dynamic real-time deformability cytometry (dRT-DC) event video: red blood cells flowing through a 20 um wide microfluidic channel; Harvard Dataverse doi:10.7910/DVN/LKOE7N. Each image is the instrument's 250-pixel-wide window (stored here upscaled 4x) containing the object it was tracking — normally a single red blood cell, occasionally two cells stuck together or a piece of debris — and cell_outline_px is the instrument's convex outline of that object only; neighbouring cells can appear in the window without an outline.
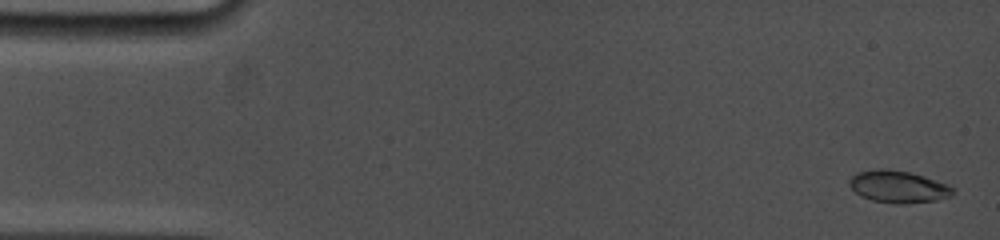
{"species": "common noctule bat (a hibernating species)", "species_latin": "Nyctalus noctula", "temperature_condition": "cold", "stored_images_in_passage": 45, "camera_frame_rate_fps": 5000, "um_per_image_px": 0.085, "animal": {"sex": "female", "body_mass_g": 19.0, "forearm_length_mm": 53.3}, "frame": {"image": 1, "passage_image": 2, "time_ms": 0.4, "image_size_px": [1000, 240], "cell_outline_px": [[956, 192], [952, 196], [936, 200], [904, 204], [896, 204], [872, 200], [860, 196], [848, 184], [848, 180], [856, 172], [880, 168], [884, 168], [908, 172], [924, 176], [948, 184]], "centroid_in_image_um": [76.35, 15.87], "position_along_channel_um": 8.7, "area_um2": 19.48}}
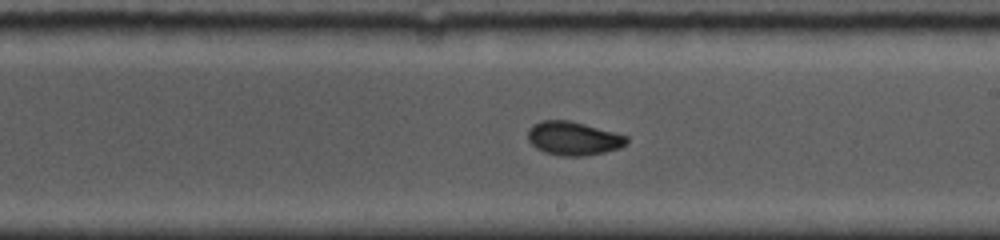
{"frame": {"image": 2, "passage_image": 27, "time_ms": 9.8, "image_size_px": [1000, 240], "cell_outline_px": [[628, 140], [620, 148], [604, 152], [584, 156], [560, 156], [544, 152], [536, 148], [528, 140], [528, 128], [532, 124], [540, 120], [568, 120], [584, 124], [628, 136]], "centroid_in_image_um": [48.69, 11.76], "position_along_channel_um": 240.3, "area_um2": 19.36}}
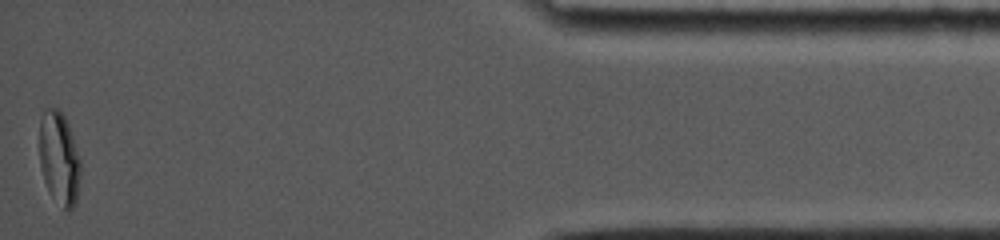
{"frame": {"image": 3, "passage_image": 45, "time_ms": 16.4, "image_size_px": [1000, 240], "cell_outline_px": [[80, 172], [76, 204], [68, 212], [48, 192], [40, 168], [40, 120], [44, 112], [48, 108], [56, 108], [64, 116], [68, 124], [80, 160]], "centroid_in_image_um": [5.03, 13.49], "position_along_channel_um": 430.2, "area_um2": 22.02}, "authors_computed_cell_mechanics": {"area_um2": 19.4786, "velocity_mm_per_s": 3.7865, "shape_relaxation_time_tau1_ms": 7.4997, "shape_relaxation_time_tau2_ms": null, "deformation_change_tau1": 0.1907, "deformation_change_tau2": null}}